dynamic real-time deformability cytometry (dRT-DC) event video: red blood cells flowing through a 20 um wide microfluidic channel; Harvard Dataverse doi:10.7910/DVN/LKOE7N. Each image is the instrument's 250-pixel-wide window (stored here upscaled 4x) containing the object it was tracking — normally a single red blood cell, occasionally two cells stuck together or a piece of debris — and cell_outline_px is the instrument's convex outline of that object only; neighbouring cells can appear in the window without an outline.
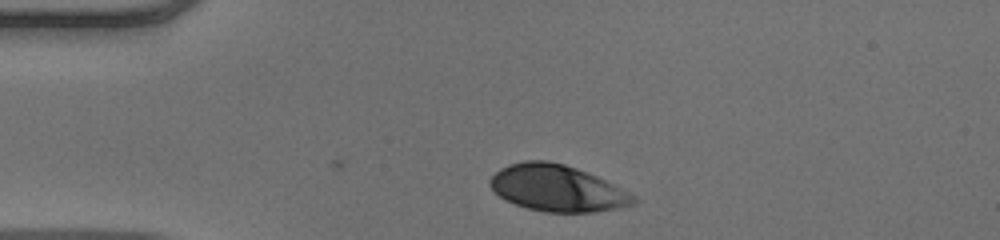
{"species": "human", "species_latin": "Homo sapiens", "temperature_condition": "warm", "stored_images_in_passage": 33, "camera_frame_rate_fps": 3000, "um_per_image_px": 0.085, "donor": {"sex": "male"}, "frame": {"image": 1, "passage_image": 1, "time_ms": 0.0, "image_size_px": [1000, 240], "cell_outline_px": [[636, 204], [620, 208], [596, 212], [544, 212], [528, 208], [516, 204], [500, 196], [488, 184], [488, 180], [500, 168], [508, 164], [524, 160], [548, 160], [564, 164], [588, 172], [636, 196]], "centroid_in_image_um": [47.36, 15.99], "position_along_channel_um": 37.6, "area_um2": 38.78}}
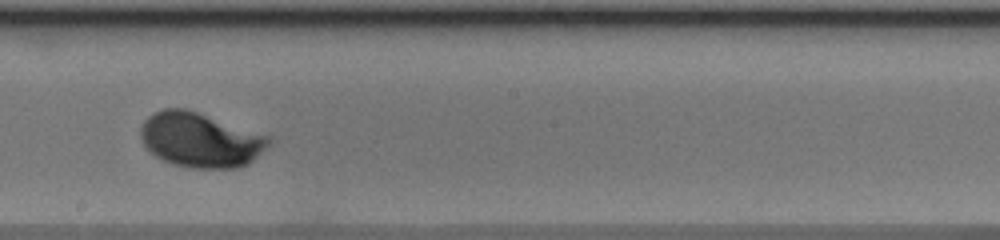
{"frame": {"image": 2, "passage_image": 19, "time_ms": 6.0, "image_size_px": [1000, 240], "cell_outline_px": [[272, 144], [248, 164], [236, 168], [192, 168], [172, 164], [156, 156], [144, 144], [140, 136], [140, 128], [144, 120], [148, 116], [164, 108], [188, 108], [272, 136]], "centroid_in_image_um": [17.08, 11.87], "position_along_channel_um": 231.1, "area_um2": 41.33}}
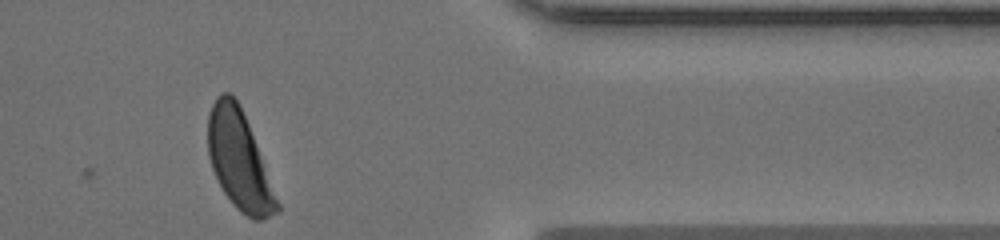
{"frame": {"image": 3, "passage_image": 33, "time_ms": 10.667, "image_size_px": [1000, 240], "cell_outline_px": [[280, 212], [260, 220], [252, 220], [240, 212], [232, 204], [224, 192], [212, 168], [208, 156], [208, 112], [216, 96], [220, 92], [228, 92], [240, 104], [280, 204]], "centroid_in_image_um": [20.32, 13.63], "position_along_channel_um": 391.1, "area_um2": 39.36}, "authors_computed_cell_mechanics": {"area_um2": 39.1884, "velocity_mm_per_s": 3.8632, "shape_relaxation_time_tau1_ms": 2.158, "shape_relaxation_time_tau2_ms": null, "deformation_change_tau1": 0.1669, "deformation_change_tau2": null}}